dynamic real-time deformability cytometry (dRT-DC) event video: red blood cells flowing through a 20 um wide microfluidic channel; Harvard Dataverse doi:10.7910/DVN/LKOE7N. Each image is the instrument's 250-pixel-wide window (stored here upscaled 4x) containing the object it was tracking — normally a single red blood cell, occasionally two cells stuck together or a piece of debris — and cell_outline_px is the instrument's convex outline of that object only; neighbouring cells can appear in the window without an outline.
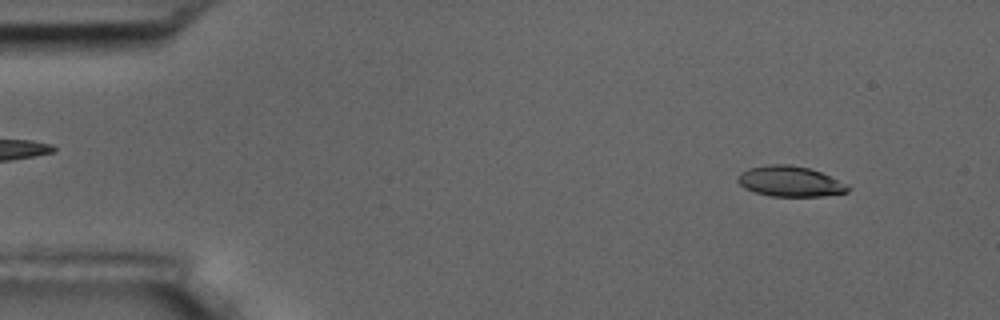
{"species": "common noctule bat (a hibernating species)", "species_latin": "Nyctalus noctula", "temperature_condition": "room temperature", "stored_images_in_passage": 4, "camera_frame_rate_fps": 3000, "um_per_image_px": 0.085, "animal": {"sex": "male", "body_mass_g": 17.5, "forearm_length_mm": 52.3}, "frame": {"image": 1, "passage_image": 1, "time_ms": 0.0, "image_size_px": [1000, 320], "cell_outline_px": [[848, 192], [824, 196], [772, 196], [756, 192], [740, 184], [736, 180], [740, 172], [748, 168], [768, 164], [788, 164], [808, 168], [820, 172], [848, 184]], "centroid_in_image_um": [67.15, 15.41], "position_along_channel_um": 17.8, "area_um2": 19.36}}
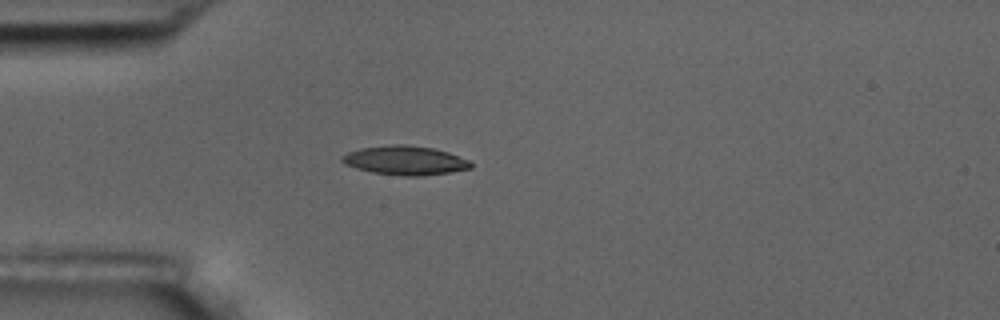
{"frame": {"image": 2, "passage_image": 3, "time_ms": 3.333, "image_size_px": [1000, 320], "cell_outline_px": [[472, 168], [448, 172], [416, 176], [404, 176], [372, 172], [356, 168], [344, 164], [340, 160], [340, 156], [348, 152], [360, 148], [392, 144], [404, 144], [432, 148], [448, 152], [468, 160], [472, 164]], "centroid_in_image_um": [34.38, 13.62], "position_along_channel_um": 50.6, "area_um2": 21.68}}